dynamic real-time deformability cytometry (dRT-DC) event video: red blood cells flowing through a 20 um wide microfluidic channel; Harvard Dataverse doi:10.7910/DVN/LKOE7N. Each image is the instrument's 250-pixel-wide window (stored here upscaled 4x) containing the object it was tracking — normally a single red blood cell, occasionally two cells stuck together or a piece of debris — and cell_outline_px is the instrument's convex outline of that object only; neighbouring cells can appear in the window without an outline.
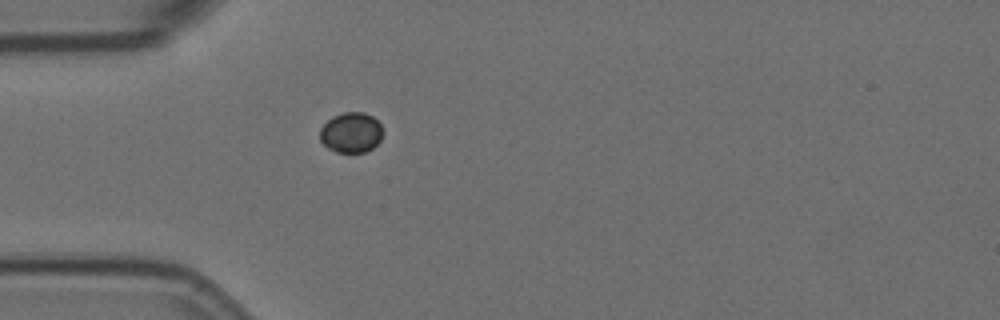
{"species": "Egyptian fruit bat (a non-hibernating species)", "species_latin": "Rousettus aegyptiacus", "temperature_condition": "room temperature", "stored_images_in_passage": 1, "camera_frame_rate_fps": 3000, "um_per_image_px": 0.085, "animal": {"sex": "female"}, "frame": {"image": 1, "passage_image": 1, "time_ms": 0.0, "image_size_px": [1000, 320], "cell_outline_px": [[384, 132], [380, 140], [372, 148], [364, 152], [336, 152], [328, 148], [320, 140], [320, 128], [332, 116], [344, 112], [364, 112], [372, 116], [380, 124]], "centroid_in_image_um": [29.85, 11.26], "position_along_channel_um": 55.2, "area_um2": 14.8}}